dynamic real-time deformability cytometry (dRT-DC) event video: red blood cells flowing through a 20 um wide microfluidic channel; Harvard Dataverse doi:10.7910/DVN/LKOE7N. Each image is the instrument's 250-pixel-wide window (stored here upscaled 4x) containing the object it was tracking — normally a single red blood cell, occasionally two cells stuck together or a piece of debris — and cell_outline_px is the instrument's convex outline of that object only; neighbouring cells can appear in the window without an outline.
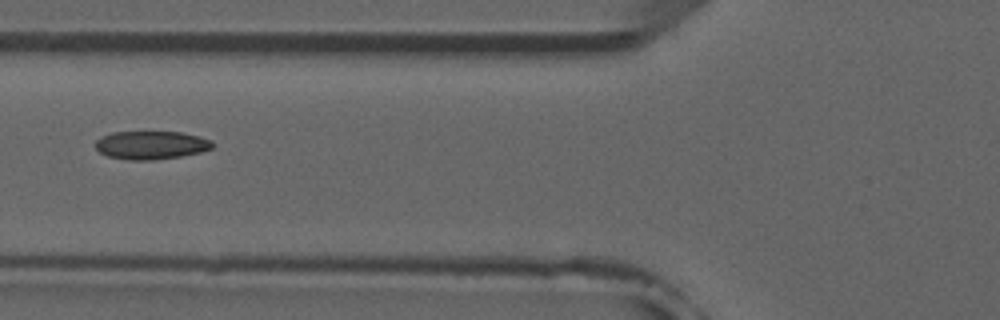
{"species": "common noctule bat (a hibernating species)", "species_latin": "Nyctalus noctula", "temperature_condition": "room temperature", "stored_images_in_passage": 5, "camera_frame_rate_fps": 3000, "um_per_image_px": 0.085, "animal": {"sex": "male", "forearm_length_mm": 52.5}, "frame": {"image": 1, "passage_image": 5, "time_ms": 5.333, "image_size_px": [1000, 320], "cell_outline_px": [[212, 148], [200, 152], [180, 156], [152, 160], [132, 160], [108, 156], [100, 152], [96, 148], [96, 140], [100, 136], [112, 132], [180, 132], [200, 136], [212, 140]], "centroid_in_image_um": [12.83, 12.32], "position_along_channel_um": 113.0, "area_um2": 19.19}}